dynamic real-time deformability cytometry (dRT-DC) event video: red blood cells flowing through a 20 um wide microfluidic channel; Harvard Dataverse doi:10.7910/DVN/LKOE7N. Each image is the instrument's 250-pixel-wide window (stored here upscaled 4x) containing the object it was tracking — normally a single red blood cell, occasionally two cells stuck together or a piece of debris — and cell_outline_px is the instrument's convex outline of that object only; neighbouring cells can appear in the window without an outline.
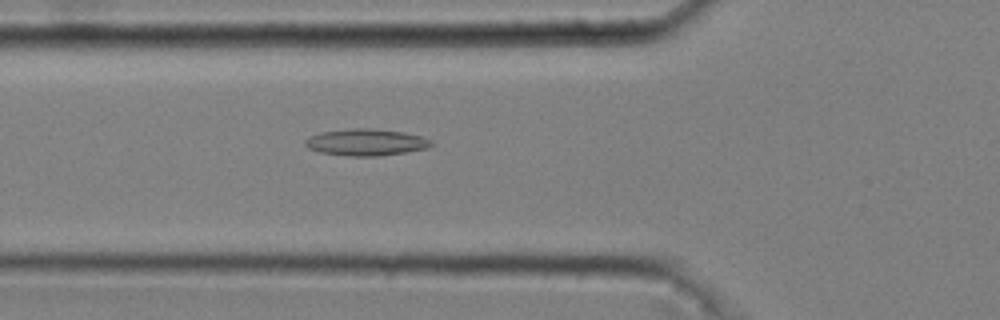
{"species": "common noctule bat (a hibernating species)", "species_latin": "Nyctalus noctula", "temperature_condition": "cold", "stored_images_in_passage": 49, "camera_frame_rate_fps": 3000, "um_per_image_px": 0.085, "animal": {"sex": "male", "body_mass_g": 20.4}, "frame": {"image": 1, "passage_image": 19, "time_ms": 6.0, "image_size_px": [1000, 320], "cell_outline_px": [[432, 144], [428, 148], [380, 156], [348, 156], [320, 152], [308, 148], [304, 144], [304, 140], [320, 132], [352, 128], [372, 128], [404, 132], [420, 136], [432, 140]], "centroid_in_image_um": [31.11, 12.09], "position_along_channel_um": 94.7, "area_um2": 19.59}}
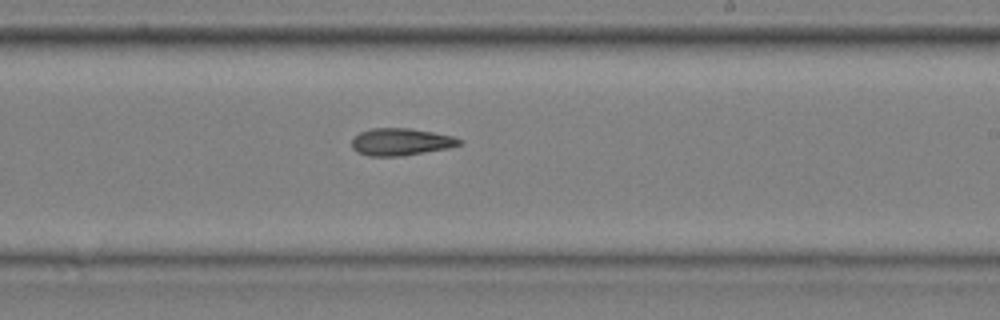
{"frame": {"image": 2, "passage_image": 32, "time_ms": 10.333, "image_size_px": [1000, 320], "cell_outline_px": [[460, 144], [448, 148], [400, 156], [368, 156], [356, 152], [352, 148], [352, 136], [360, 132], [372, 128], [408, 128], [432, 132], [452, 136], [460, 140]], "centroid_in_image_um": [33.99, 12.06], "position_along_channel_um": 255.0, "area_um2": 16.94}}
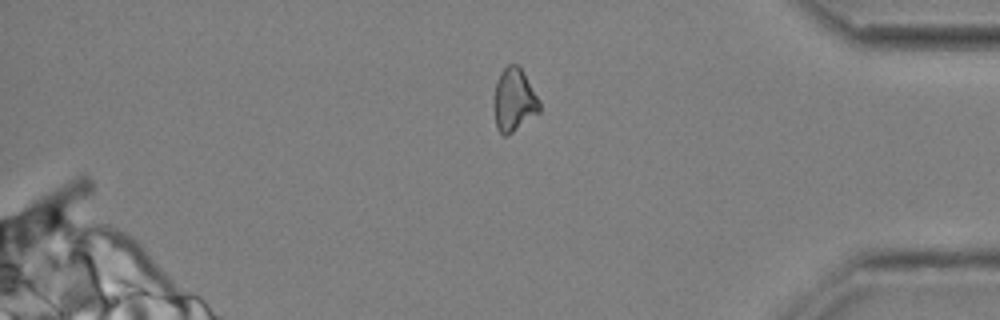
{"frame": {"image": 3, "passage_image": 45, "time_ms": 14.667, "image_size_px": [1000, 320], "cell_outline_px": [[540, 112], [508, 136], [504, 136], [496, 128], [492, 108], [492, 100], [496, 80], [500, 72], [508, 64], [516, 64], [520, 68], [540, 100]], "centroid_in_image_um": [43.64, 8.53], "position_along_channel_um": 391.6, "area_um2": 17.17}, "authors_computed_cell_mechanics": {"area_um2": 17.918, "velocity_mm_per_s": 3.6953, "shape_relaxation_time_tau1_ms": 8.2528, "shape_relaxation_time_tau2_ms": 8.5329, "deformation_change_tau1": 0.1267, "deformation_change_tau2": 0.2085}}